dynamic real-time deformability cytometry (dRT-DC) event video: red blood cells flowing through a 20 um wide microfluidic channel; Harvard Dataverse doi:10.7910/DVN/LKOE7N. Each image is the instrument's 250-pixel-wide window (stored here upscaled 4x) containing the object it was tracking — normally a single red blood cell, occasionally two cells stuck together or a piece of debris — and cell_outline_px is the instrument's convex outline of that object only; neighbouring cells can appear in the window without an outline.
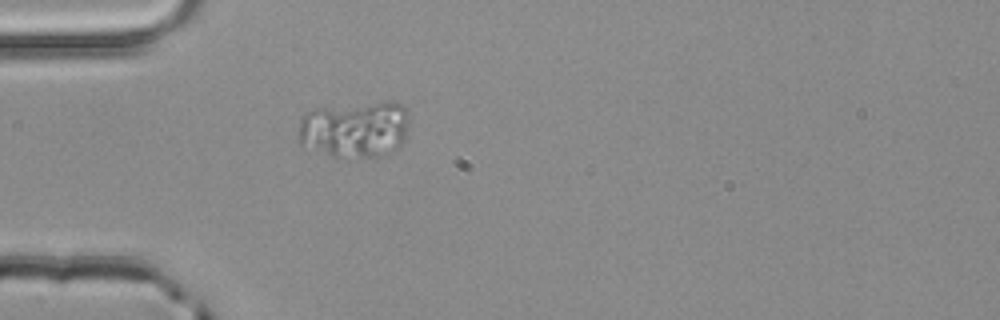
{"species": "common noctule bat (a hibernating species)", "species_latin": "Nyctalus noctula", "temperature_condition": "room temperature", "stored_images_in_passage": 3, "camera_frame_rate_fps": 3000, "um_per_image_px": 0.085, "animal": {"sex": "male", "body_mass_g": 20.4}, "frame": {"image": 1, "passage_image": 3, "time_ms": 0.667, "image_size_px": [1000, 320], "cell_outline_px": [[408, 128], [404, 140], [392, 152], [384, 156], [332, 156], [300, 148], [300, 120], [312, 108], [380, 100], [392, 100], [408, 108]], "centroid_in_image_um": [30.18, 10.95], "position_along_channel_um": 54.8, "area_um2": 37.51}}